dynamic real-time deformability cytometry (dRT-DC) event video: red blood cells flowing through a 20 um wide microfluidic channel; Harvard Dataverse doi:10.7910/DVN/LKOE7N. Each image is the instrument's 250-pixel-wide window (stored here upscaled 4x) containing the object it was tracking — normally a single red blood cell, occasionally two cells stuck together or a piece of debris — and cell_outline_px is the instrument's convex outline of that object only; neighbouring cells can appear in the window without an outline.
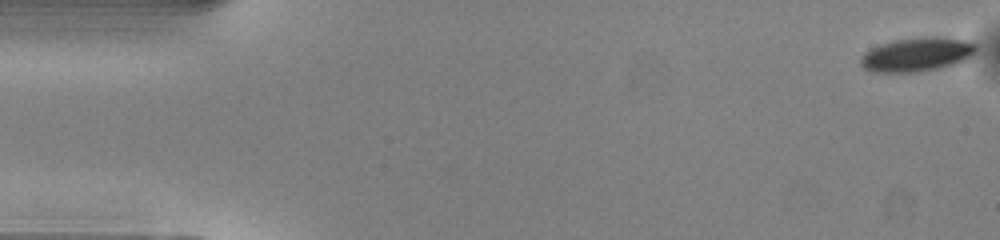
{"species": "common noctule bat (a hibernating species)", "species_latin": "Nyctalus noctula", "temperature_condition": "warm", "stored_images_in_passage": 49, "camera_frame_rate_fps": 3000, "um_per_image_px": 0.085, "animal": {"sex": "male", "body_mass_g": 13.0, "forearm_length_mm": 53.1}, "frame": {"image": 1, "passage_image": 1, "time_ms": 0.0, "image_size_px": [1000, 240], "cell_outline_px": [[976, 52], [972, 56], [956, 64], [916, 72], [872, 72], [864, 68], [860, 64], [860, 56], [864, 52], [880, 44], [896, 40], [936, 36], [964, 40], [976, 44]], "centroid_in_image_um": [77.92, 4.64], "position_along_channel_um": 7.1, "area_um2": 22.72}}
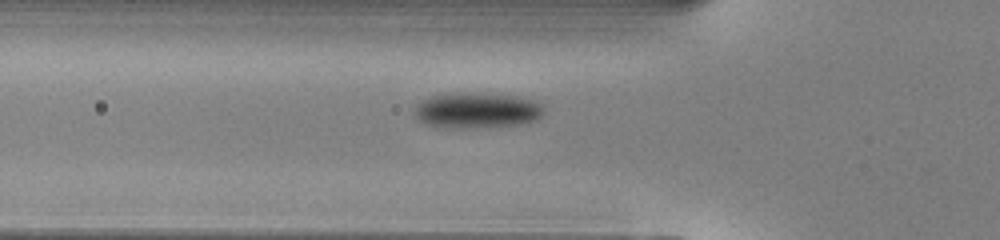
{"frame": {"image": 2, "passage_image": 17, "time_ms": 5.333, "image_size_px": [1000, 240], "cell_outline_px": [[544, 112], [536, 120], [520, 124], [428, 124], [420, 120], [416, 116], [416, 104], [420, 100], [432, 96], [452, 92], [464, 92], [512, 96], [536, 100], [540, 104]], "centroid_in_image_um": [40.57, 9.29], "position_along_channel_um": 85.2, "area_um2": 25.03}}
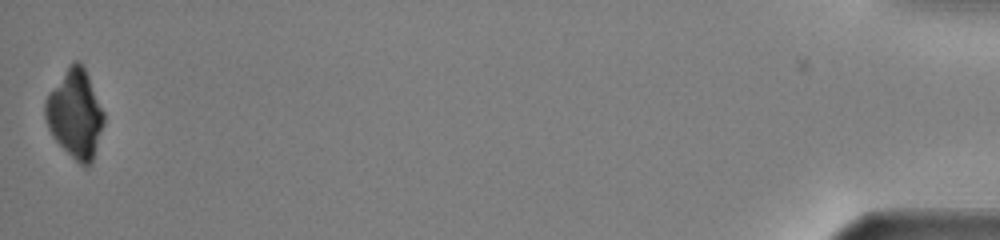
{"frame": {"image": 3, "passage_image": 49, "time_ms": 16.0, "image_size_px": [1000, 240], "cell_outline_px": [[104, 124], [92, 164], [88, 168], [80, 164], [52, 136], [48, 128], [44, 116], [44, 104], [48, 96], [68, 64], [76, 60], [80, 60], [88, 76], [104, 112]], "centroid_in_image_um": [6.4, 9.69], "position_along_channel_um": 428.8, "area_um2": 30.0}}